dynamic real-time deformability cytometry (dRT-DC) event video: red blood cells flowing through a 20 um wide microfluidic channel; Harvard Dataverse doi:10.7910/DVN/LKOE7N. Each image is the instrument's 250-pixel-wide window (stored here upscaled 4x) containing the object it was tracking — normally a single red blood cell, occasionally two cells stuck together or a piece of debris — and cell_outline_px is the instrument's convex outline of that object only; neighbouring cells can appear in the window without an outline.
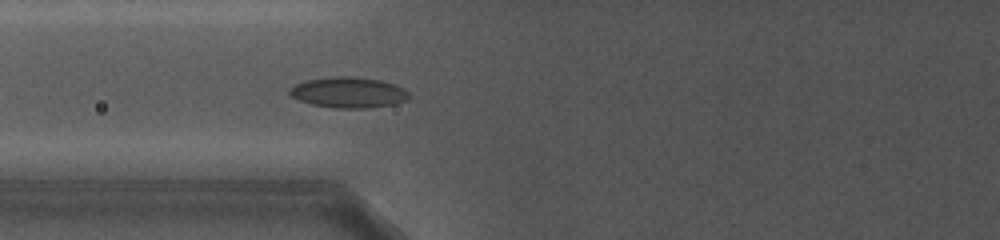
{"species": "common noctule bat (a hibernating species)", "species_latin": "Nyctalus noctula", "temperature_condition": "cold", "stored_images_in_passage": 17, "camera_frame_rate_fps": 5000, "um_per_image_px": 0.085, "animal": {"sex": "female", "body_mass_g": 19.0, "forearm_length_mm": 56.7}, "frame": {"image": 1, "passage_image": 10, "time_ms": 2.0, "image_size_px": [1000, 240], "cell_outline_px": [[408, 100], [396, 104], [372, 108], [336, 108], [312, 104], [300, 100], [292, 96], [288, 92], [288, 88], [296, 84], [308, 80], [336, 76], [348, 76], [380, 80], [404, 88], [408, 92]], "centroid_in_image_um": [29.64, 7.87], "position_along_channel_um": 96.2, "area_um2": 21.27}}